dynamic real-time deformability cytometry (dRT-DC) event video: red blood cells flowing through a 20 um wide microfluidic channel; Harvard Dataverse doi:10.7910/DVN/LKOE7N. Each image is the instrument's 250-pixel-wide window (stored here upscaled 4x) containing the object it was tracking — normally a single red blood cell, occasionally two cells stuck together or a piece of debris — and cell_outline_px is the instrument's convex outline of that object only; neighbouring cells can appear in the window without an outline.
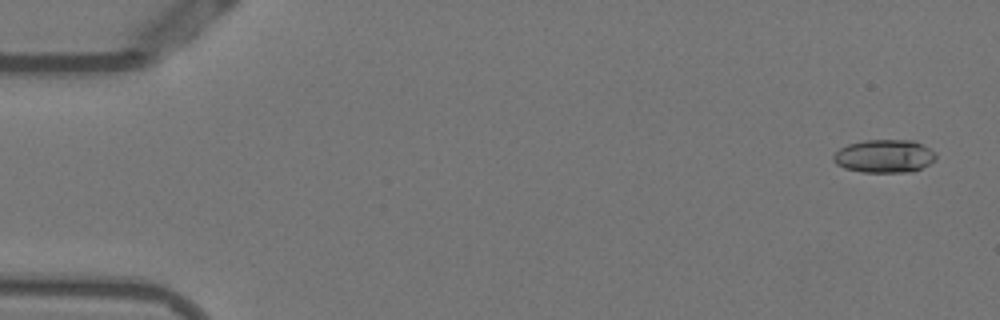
{"species": "Egyptian fruit bat (a non-hibernating species)", "species_latin": "Rousettus aegyptiacus", "temperature_condition": "warm", "stored_images_in_passage": 54, "camera_frame_rate_fps": 3000, "um_per_image_px": 0.085, "animal": {"sex": "female"}, "frame": {"image": 1, "passage_image": 3, "time_ms": 0.667, "image_size_px": [1000, 320], "cell_outline_px": [[936, 160], [912, 172], [864, 172], [844, 168], [836, 164], [832, 160], [832, 156], [840, 148], [848, 144], [864, 140], [912, 140], [936, 152]], "centroid_in_image_um": [75.15, 13.27], "position_along_channel_um": 9.8, "area_um2": 19.77}}
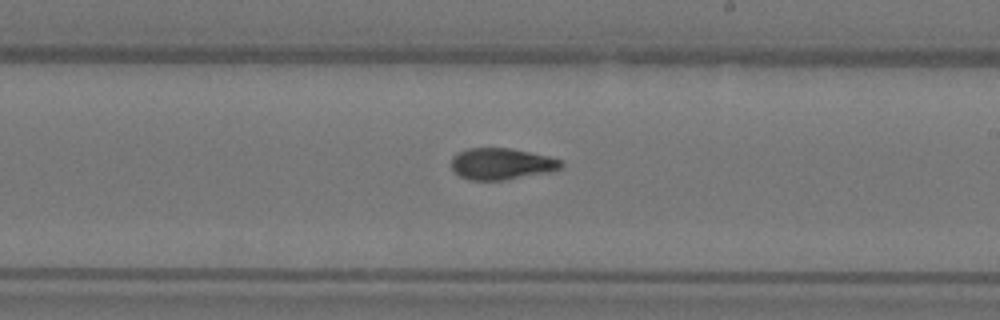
{"frame": {"image": 2, "passage_image": 32, "time_ms": 10.333, "image_size_px": [1000, 320], "cell_outline_px": [[564, 164], [560, 168], [552, 172], [504, 180], [468, 180], [460, 176], [452, 168], [452, 156], [456, 152], [468, 148], [508, 148], [548, 156], [560, 160]], "centroid_in_image_um": [42.61, 13.93], "position_along_channel_um": 246.4, "area_um2": 20.17}}
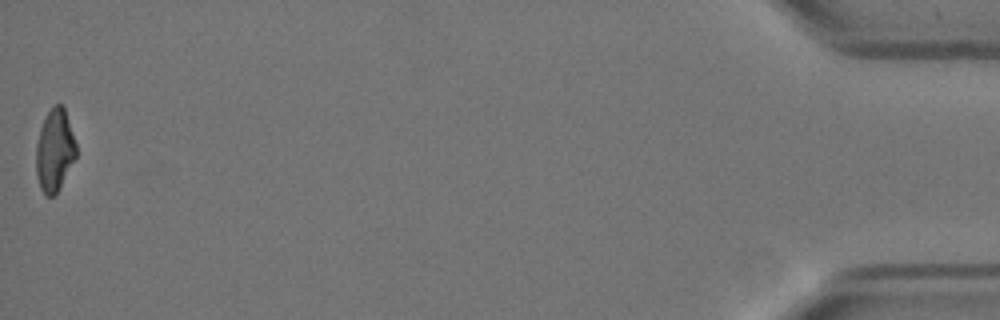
{"frame": {"image": 3, "passage_image": 54, "time_ms": 17.667, "image_size_px": [1000, 320], "cell_outline_px": [[76, 156], [56, 192], [52, 196], [48, 196], [40, 188], [36, 176], [36, 144], [40, 128], [48, 112], [56, 104], [60, 104], [64, 108], [76, 144]], "centroid_in_image_um": [4.62, 12.77], "position_along_channel_um": 430.6, "area_um2": 18.67}, "authors_computed_cell_mechanics": {"area_um2": 19.8254, "velocity_mm_per_s": 3.8202, "shape_relaxation_time_tau1_ms": 4.4456, "shape_relaxation_time_tau2_ms": 2.6192, "deformation_change_tau1": 0.1829, "deformation_change_tau2": 0.0956}}